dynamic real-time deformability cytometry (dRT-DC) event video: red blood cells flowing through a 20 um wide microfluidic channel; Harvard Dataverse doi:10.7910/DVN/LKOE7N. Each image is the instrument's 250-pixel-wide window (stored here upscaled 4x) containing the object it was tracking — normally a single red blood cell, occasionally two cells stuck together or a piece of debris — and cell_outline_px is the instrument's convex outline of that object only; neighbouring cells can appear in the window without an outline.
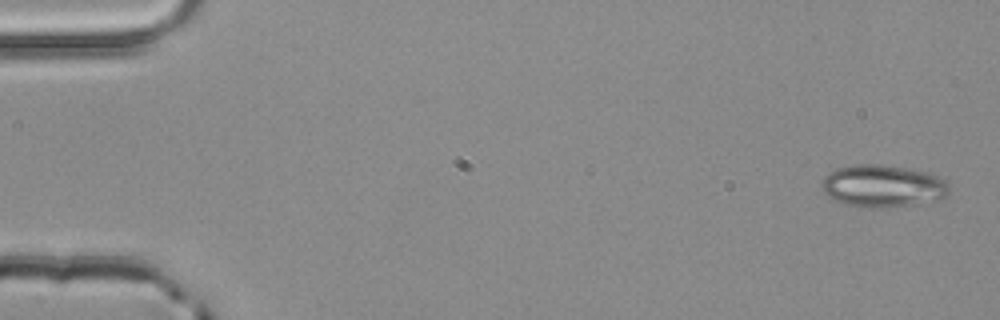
{"species": "common noctule bat (a hibernating species)", "species_latin": "Nyctalus noctula", "temperature_condition": "room temperature", "stored_images_in_passage": 4, "camera_frame_rate_fps": 3000, "um_per_image_px": 0.085, "animal": {"sex": "male", "body_mass_g": 20.4}, "frame": {"image": 1, "passage_image": 1, "time_ms": 0.0, "image_size_px": [1000, 320], "cell_outline_px": [[948, 192], [944, 196], [936, 200], [912, 204], [876, 208], [872, 208], [848, 204], [836, 200], [828, 196], [824, 192], [820, 184], [824, 176], [828, 172], [836, 168], [856, 164], [884, 164], [928, 172], [944, 180], [948, 184]], "centroid_in_image_um": [74.99, 15.79], "position_along_channel_um": 10.0, "area_um2": 31.15}}